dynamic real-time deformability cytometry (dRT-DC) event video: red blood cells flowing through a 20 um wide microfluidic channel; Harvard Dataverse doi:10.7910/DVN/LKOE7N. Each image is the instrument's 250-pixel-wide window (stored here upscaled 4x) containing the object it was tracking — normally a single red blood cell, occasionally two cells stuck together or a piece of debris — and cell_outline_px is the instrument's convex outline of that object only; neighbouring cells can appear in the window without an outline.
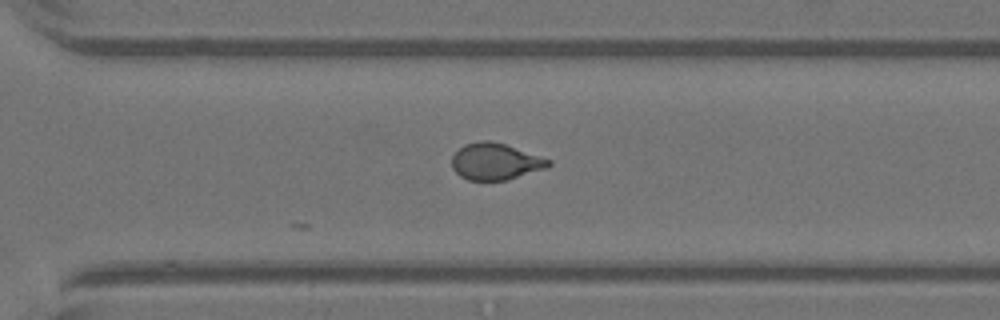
{"species": "Egyptian fruit bat (a non-hibernating species)", "species_latin": "Rousettus aegyptiacus", "temperature_condition": "warm", "stored_images_in_passage": 24, "camera_frame_rate_fps": 3000, "um_per_image_px": 0.085, "animal": {"sex": "female"}, "frame": {"image": 1, "passage_image": 24, "time_ms": 7.667, "image_size_px": [1000, 320], "cell_outline_px": [[552, 164], [548, 168], [508, 180], [468, 180], [460, 176], [452, 168], [452, 156], [464, 144], [480, 140], [488, 140], [504, 144], [552, 160]], "centroid_in_image_um": [42.12, 13.74], "position_along_channel_um": 328.5, "area_um2": 20.69}}